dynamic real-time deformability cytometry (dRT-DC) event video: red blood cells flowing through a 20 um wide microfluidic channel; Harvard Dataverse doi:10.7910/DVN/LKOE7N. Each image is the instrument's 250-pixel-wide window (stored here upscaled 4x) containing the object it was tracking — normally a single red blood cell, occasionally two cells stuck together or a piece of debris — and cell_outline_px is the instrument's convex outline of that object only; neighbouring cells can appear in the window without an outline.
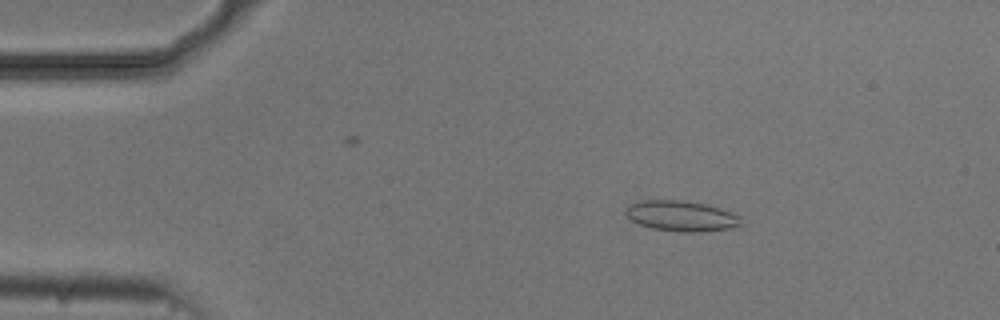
{"species": "common noctule bat (a hibernating species)", "species_latin": "Nyctalus noctula", "temperature_condition": "cold", "stored_images_in_passage": 53, "camera_frame_rate_fps": 3000, "um_per_image_px": 0.085, "animal": {"sex": "male", "body_mass_g": 20.5, "forearm_length_mm": 52.5}, "frame": {"image": 1, "passage_image": 8, "time_ms": 2.333, "image_size_px": [1000, 320], "cell_outline_px": [[744, 224], [740, 228], [700, 232], [680, 232], [652, 228], [640, 224], [632, 220], [624, 212], [632, 204], [644, 200], [680, 200], [704, 204], [720, 208], [740, 216]], "centroid_in_image_um": [58.01, 18.38], "position_along_channel_um": 27.0, "area_um2": 20.58}}
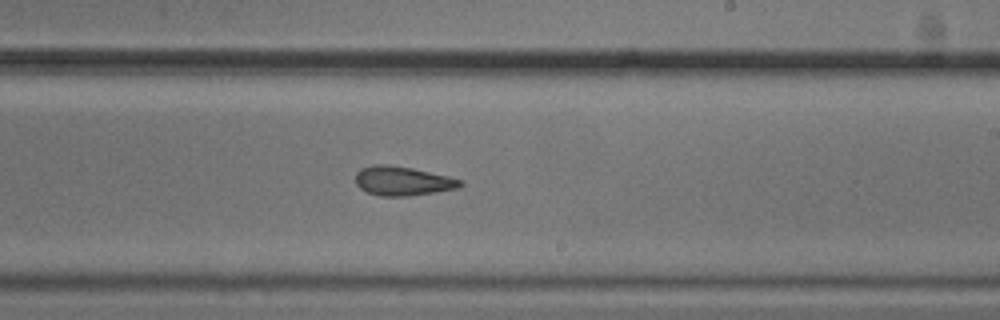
{"frame": {"image": 2, "passage_image": 31, "time_ms": 10.0, "image_size_px": [1000, 320], "cell_outline_px": [[464, 184], [460, 188], [408, 196], [380, 196], [368, 192], [360, 188], [356, 184], [356, 172], [360, 168], [372, 164], [388, 164], [412, 168], [448, 176], [464, 180]], "centroid_in_image_um": [34.23, 15.37], "position_along_channel_um": 254.8, "area_um2": 17.98}}
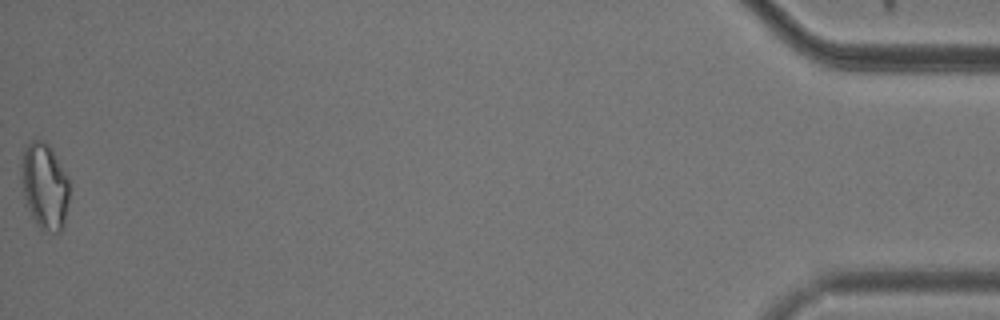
{"frame": {"image": 3, "passage_image": 53, "time_ms": 17.333, "image_size_px": [1000, 320], "cell_outline_px": [[68, 200], [64, 228], [60, 232], [52, 232], [40, 228], [36, 224], [24, 204], [20, 168], [24, 148], [32, 140], [44, 140], [48, 144], [68, 176]], "centroid_in_image_um": [3.77, 15.84], "position_along_channel_um": 431.4, "area_um2": 24.39}, "authors_computed_cell_mechanics": {"area_um2": 18.9006, "velocity_mm_per_s": 3.746, "shape_relaxation_time_tau1_ms": null, "shape_relaxation_time_tau2_ms": 3.2596, "deformation_change_tau1": null, "deformation_change_tau2": 0.1}}